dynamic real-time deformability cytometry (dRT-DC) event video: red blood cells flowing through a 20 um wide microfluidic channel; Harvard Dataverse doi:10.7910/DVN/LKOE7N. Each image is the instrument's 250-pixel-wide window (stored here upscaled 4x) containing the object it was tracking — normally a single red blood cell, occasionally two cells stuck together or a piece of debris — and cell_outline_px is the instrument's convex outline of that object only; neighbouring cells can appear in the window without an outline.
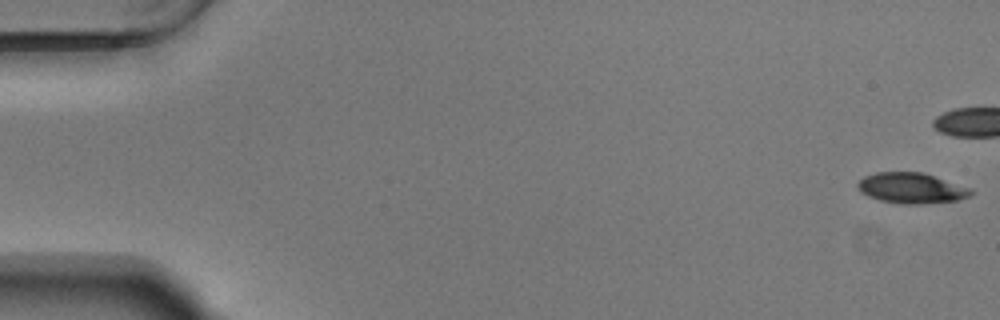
{"species": "Egyptian fruit bat (a non-hibernating species)", "species_latin": "Rousettus aegyptiacus", "temperature_condition": "warm", "stored_images_in_passage": 15, "camera_frame_rate_fps": 3000, "um_per_image_px": 0.085, "animal": {"sex": "male"}, "frame": {"image": 1, "passage_image": 1, "time_ms": 0.0, "image_size_px": [1000, 320], "cell_outline_px": [[972, 192], [968, 196], [956, 200], [920, 204], [904, 204], [880, 200], [868, 196], [860, 192], [856, 184], [864, 176], [876, 172], [924, 172], [972, 188]], "centroid_in_image_um": [77.46, 15.97], "position_along_channel_um": 7.5, "area_um2": 20.17}}